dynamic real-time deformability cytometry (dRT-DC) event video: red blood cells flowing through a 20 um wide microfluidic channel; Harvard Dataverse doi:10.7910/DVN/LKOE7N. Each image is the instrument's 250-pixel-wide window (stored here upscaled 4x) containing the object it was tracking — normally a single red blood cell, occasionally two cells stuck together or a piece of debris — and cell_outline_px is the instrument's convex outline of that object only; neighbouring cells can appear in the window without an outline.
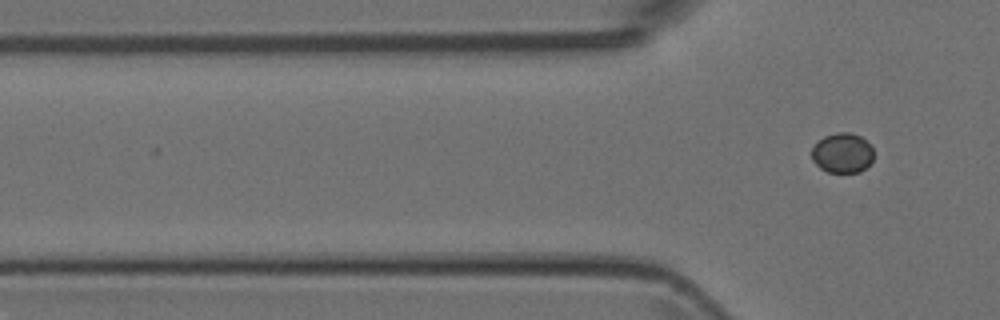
{"species": "Egyptian fruit bat (a non-hibernating species)", "species_latin": "Rousettus aegyptiacus", "temperature_condition": "room temperature", "stored_images_in_passage": 4, "camera_frame_rate_fps": 3000, "um_per_image_px": 0.085, "animal": {"sex": "female"}, "frame": {"image": 1, "passage_image": 4, "time_ms": 4.0, "image_size_px": [1000, 320], "cell_outline_px": [[872, 160], [860, 172], [828, 172], [820, 168], [812, 160], [812, 148], [824, 136], [836, 132], [848, 132], [860, 136], [872, 144]], "centroid_in_image_um": [71.6, 12.99], "position_along_channel_um": 54.2, "area_um2": 14.33}}